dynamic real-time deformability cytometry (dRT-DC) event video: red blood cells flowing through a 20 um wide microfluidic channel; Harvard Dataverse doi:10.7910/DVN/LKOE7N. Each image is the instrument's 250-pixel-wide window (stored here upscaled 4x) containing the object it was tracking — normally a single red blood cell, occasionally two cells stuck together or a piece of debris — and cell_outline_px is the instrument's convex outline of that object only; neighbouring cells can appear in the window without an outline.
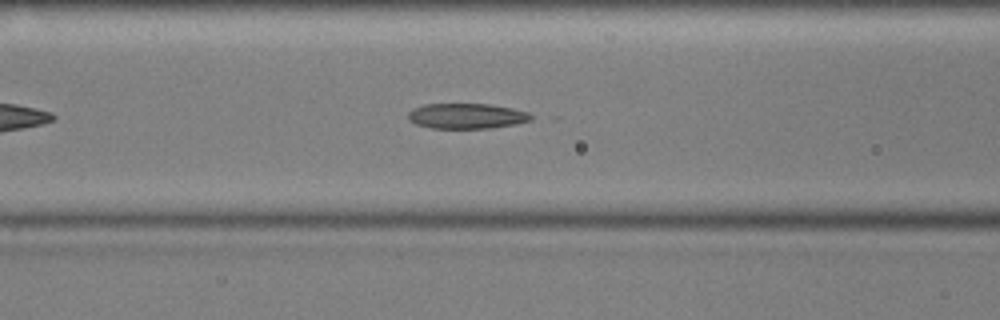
{"species": "common noctule bat (a hibernating species)", "species_latin": "Nyctalus noctula", "temperature_condition": "cold", "stored_images_in_passage": 45, "camera_frame_rate_fps": 3000, "um_per_image_px": 0.085, "animal": {"sex": "male", "body_mass_g": 17.9, "forearm_length_mm": 54.2}, "frame": {"image": 1, "passage_image": 12, "time_ms": 3.667, "image_size_px": [1000, 320], "cell_outline_px": [[532, 120], [516, 124], [492, 128], [432, 128], [416, 124], [408, 120], [408, 112], [412, 108], [424, 104], [492, 104], [512, 108], [528, 112], [532, 116]], "centroid_in_image_um": [39.66, 9.86], "position_along_channel_um": 126.9, "area_um2": 18.26}}
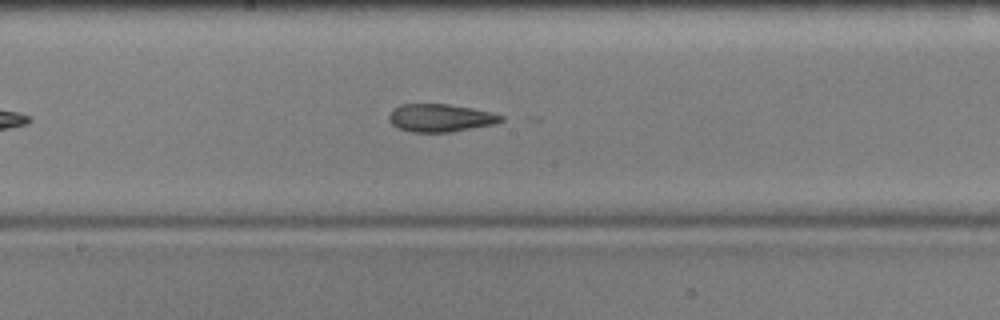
{"frame": {"image": 2, "passage_image": 19, "time_ms": 6.0, "image_size_px": [1000, 320], "cell_outline_px": [[504, 120], [492, 124], [452, 132], [412, 132], [396, 128], [388, 120], [388, 116], [392, 108], [400, 104], [448, 104], [472, 108], [504, 116]], "centroid_in_image_um": [37.36, 10.02], "position_along_channel_um": 210.8, "area_um2": 18.21}}
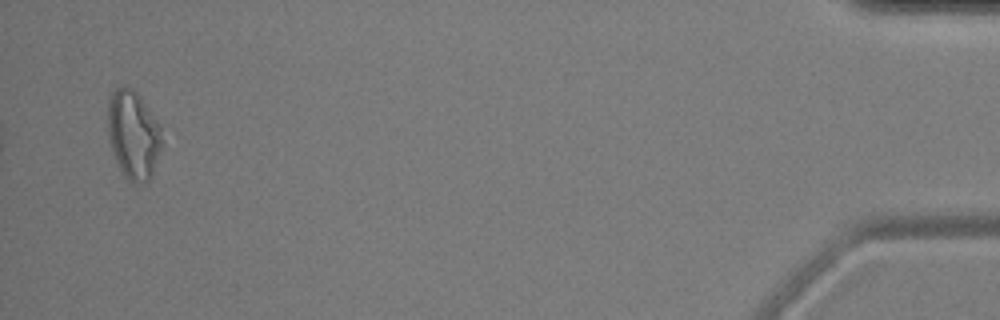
{"frame": {"image": 3, "passage_image": 44, "time_ms": 14.333, "image_size_px": [1000, 320], "cell_outline_px": [[160, 148], [152, 176], [148, 180], [132, 184], [124, 176], [112, 152], [108, 136], [108, 96], [116, 88], [124, 84], [132, 88], [140, 96], [156, 120], [160, 128]], "centroid_in_image_um": [11.29, 11.42], "position_along_channel_um": 423.9, "area_um2": 27.69}, "authors_computed_cell_mechanics": {"area_um2": 19.074, "velocity_mm_per_s": 3.5912, "shape_relaxation_time_tau1_ms": null, "shape_relaxation_time_tau2_ms": 2.9302, "deformation_change_tau1": null, "deformation_change_tau2": 0.1169}}